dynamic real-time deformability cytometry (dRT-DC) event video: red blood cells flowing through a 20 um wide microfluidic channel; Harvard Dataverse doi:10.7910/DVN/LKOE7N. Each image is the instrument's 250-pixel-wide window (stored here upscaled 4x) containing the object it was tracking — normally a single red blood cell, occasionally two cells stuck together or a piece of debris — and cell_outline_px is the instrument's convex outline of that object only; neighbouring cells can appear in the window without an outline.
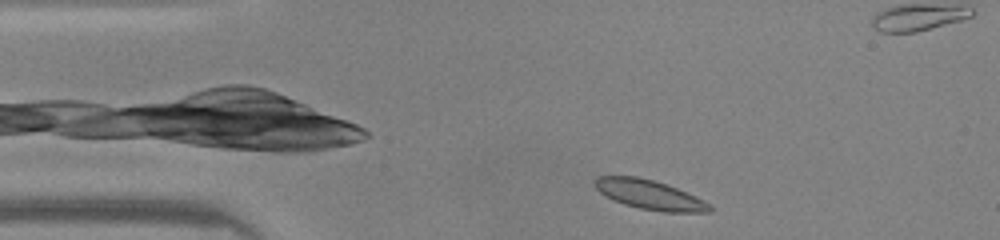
{"species": "common noctule bat (a hibernating species)", "species_latin": "Nyctalus noctula", "temperature_condition": "warm", "stored_images_in_passage": 42, "camera_frame_rate_fps": 3000, "um_per_image_px": 0.085, "animal": {"sex": "male", "body_mass_g": 20.0, "forearm_length_mm": 53.3}, "frame": {"image": 1, "passage_image": 1, "time_ms": 0.0, "image_size_px": [1000, 240], "cell_outline_px": [[712, 212], [664, 212], [640, 208], [624, 204], [600, 192], [596, 188], [596, 176], [636, 176], [652, 180], [676, 188], [704, 200], [712, 208]], "centroid_in_image_um": [55.24, 16.55], "position_along_channel_um": 29.8, "area_um2": 19.19}}
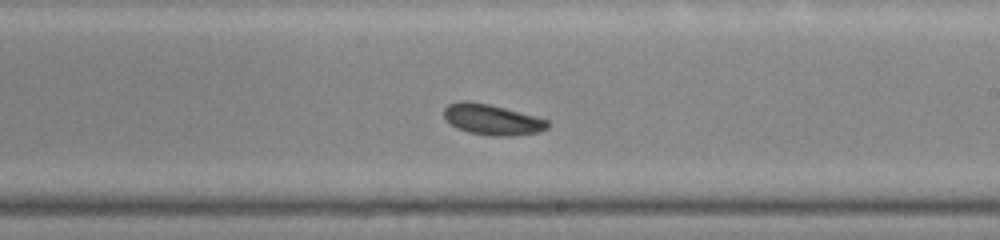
{"frame": {"image": 2, "passage_image": 20, "time_ms": 6.333, "image_size_px": [1000, 240], "cell_outline_px": [[548, 128], [540, 132], [512, 136], [488, 136], [468, 132], [452, 124], [444, 116], [444, 108], [448, 104], [464, 100], [488, 104], [536, 116], [548, 120]], "centroid_in_image_um": [41.86, 10.17], "position_along_channel_um": 247.1, "area_um2": 18.38}}
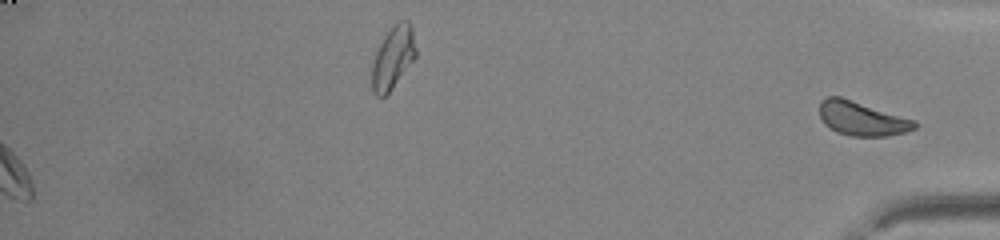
{"frame": {"image": 3, "passage_image": 42, "time_ms": 13.667, "image_size_px": [1000, 240], "cell_outline_px": [[916, 128], [904, 132], [888, 136], [852, 136], [836, 132], [824, 124], [820, 116], [820, 104], [828, 96], [840, 96], [916, 120]], "centroid_in_image_um": [73.27, 10.08], "position_along_channel_um": 361.9, "area_um2": 18.79}, "authors_computed_cell_mechanics": {"area_um2": 18.9006, "velocity_mm_per_s": 4.138, "shape_relaxation_time_tau1_ms": 4.0439, "shape_relaxation_time_tau2_ms": null, "deformation_change_tau1": 0.0869, "deformation_change_tau2": null}}